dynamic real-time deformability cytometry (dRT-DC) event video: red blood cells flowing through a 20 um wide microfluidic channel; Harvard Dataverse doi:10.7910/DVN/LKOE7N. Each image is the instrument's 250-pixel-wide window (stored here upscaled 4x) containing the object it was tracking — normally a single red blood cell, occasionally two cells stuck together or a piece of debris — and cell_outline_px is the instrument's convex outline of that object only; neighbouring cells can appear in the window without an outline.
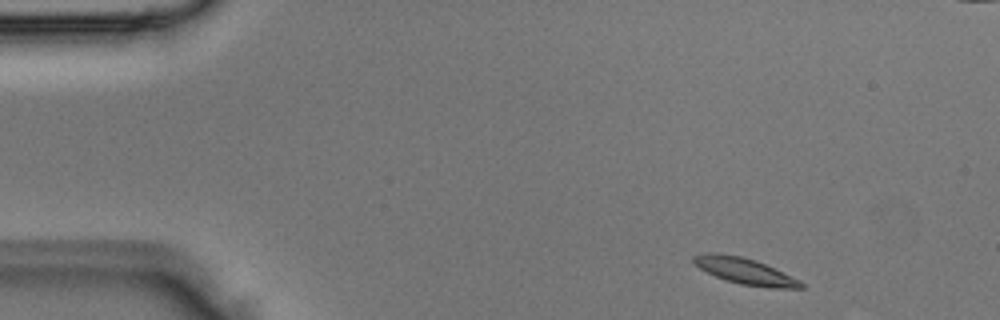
{"species": "Egyptian fruit bat (a non-hibernating species)", "species_latin": "Rousettus aegyptiacus", "temperature_condition": "room temperature", "stored_images_in_passage": 3, "camera_frame_rate_fps": 3000, "um_per_image_px": 0.085, "animal": {"sex": "male"}, "frame": {"image": 1, "passage_image": 1, "time_ms": 0.0, "image_size_px": [1000, 320], "cell_outline_px": [[804, 288], [772, 288], [740, 284], [716, 276], [700, 268], [692, 260], [692, 256], [704, 252], [716, 252], [740, 256], [756, 260], [800, 280], [804, 284]], "centroid_in_image_um": [63.31, 23.03], "position_along_channel_um": 21.7, "area_um2": 16.24}}